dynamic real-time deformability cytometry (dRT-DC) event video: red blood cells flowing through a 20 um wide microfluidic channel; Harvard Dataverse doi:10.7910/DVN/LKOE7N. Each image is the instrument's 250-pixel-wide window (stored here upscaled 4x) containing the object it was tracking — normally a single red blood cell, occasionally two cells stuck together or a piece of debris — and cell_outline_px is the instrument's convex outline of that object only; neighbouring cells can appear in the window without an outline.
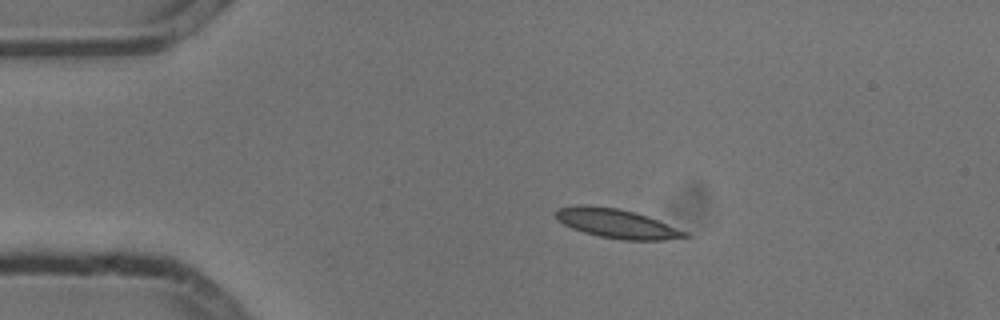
{"species": "common noctule bat (a hibernating species)", "species_latin": "Nyctalus noctula", "temperature_condition": "cold", "stored_images_in_passage": 5, "camera_frame_rate_fps": 3000, "um_per_image_px": 0.085, "animal": {"sex": "male", "body_mass_g": 13.3}, "frame": {"image": 1, "passage_image": 2, "time_ms": 0.333, "image_size_px": [1000, 320], "cell_outline_px": [[692, 236], [664, 240], [624, 240], [600, 236], [584, 232], [572, 228], [564, 224], [556, 216], [556, 212], [560, 208], [580, 204], [588, 204], [616, 208], [636, 212], [648, 216], [688, 232]], "centroid_in_image_um": [52.47, 18.99], "position_along_channel_um": 32.5, "area_um2": 21.85}}
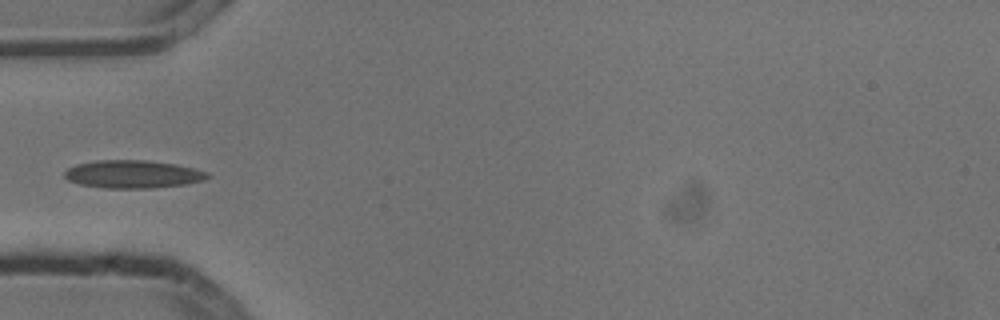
{"frame": {"image": 2, "passage_image": 4, "time_ms": 1.0, "image_size_px": [1000, 320], "cell_outline_px": [[208, 176], [204, 180], [188, 184], [152, 188], [104, 188], [80, 184], [68, 180], [64, 176], [64, 172], [68, 168], [76, 164], [96, 160], [144, 160], [176, 164], [208, 172]], "centroid_in_image_um": [11.28, 14.81], "position_along_channel_um": 73.7, "area_um2": 23.24}}
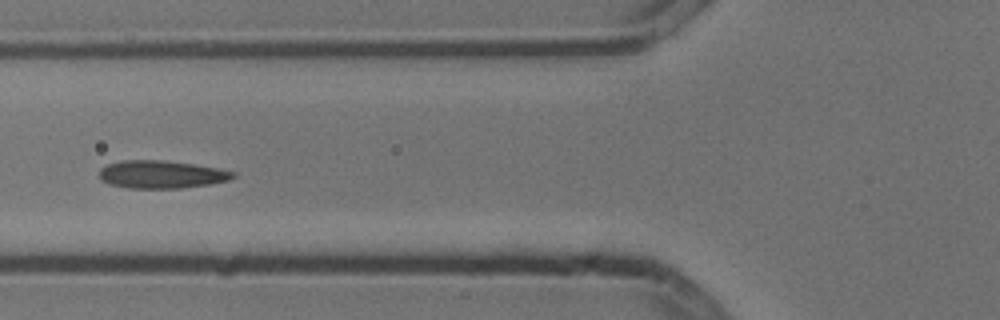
{"frame": {"image": 3, "passage_image": 5, "time_ms": 1.333, "image_size_px": [1000, 320], "cell_outline_px": [[236, 176], [228, 180], [208, 184], [180, 188], [128, 188], [108, 184], [100, 180], [100, 168], [108, 164], [120, 160], [164, 160], [192, 164], [216, 168], [236, 172]], "centroid_in_image_um": [13.68, 14.82], "position_along_channel_um": 112.1, "area_um2": 21.62}}